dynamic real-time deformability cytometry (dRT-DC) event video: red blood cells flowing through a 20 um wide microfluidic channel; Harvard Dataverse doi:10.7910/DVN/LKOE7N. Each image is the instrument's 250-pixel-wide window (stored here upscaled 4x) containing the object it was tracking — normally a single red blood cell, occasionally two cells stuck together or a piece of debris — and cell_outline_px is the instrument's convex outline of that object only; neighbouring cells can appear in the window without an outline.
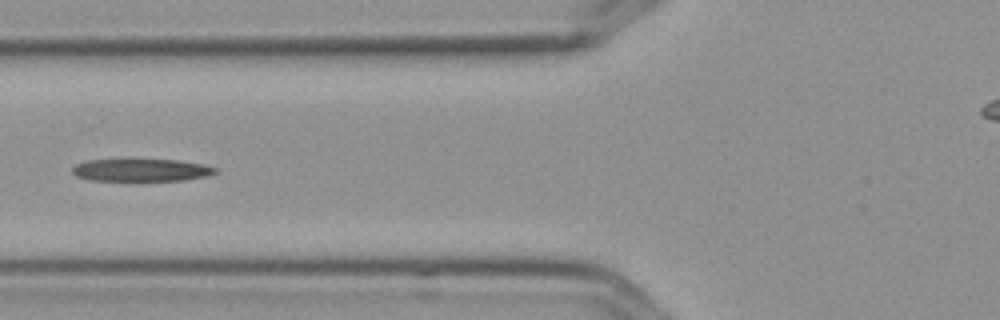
{"species": "Egyptian fruit bat (a non-hibernating species)", "species_latin": "Rousettus aegyptiacus", "temperature_condition": "cold", "stored_images_in_passage": 7, "camera_frame_rate_fps": 3000, "um_per_image_px": 0.085, "frame": {"image": 1, "passage_image": 5, "time_ms": 1.333, "image_size_px": [1000, 320], "cell_outline_px": [[216, 172], [208, 176], [184, 180], [88, 180], [76, 176], [72, 172], [72, 168], [76, 164], [88, 160], [176, 160], [204, 164], [216, 168]], "centroid_in_image_um": [12.0, 14.46], "position_along_channel_um": 113.8, "area_um2": 18.5}}
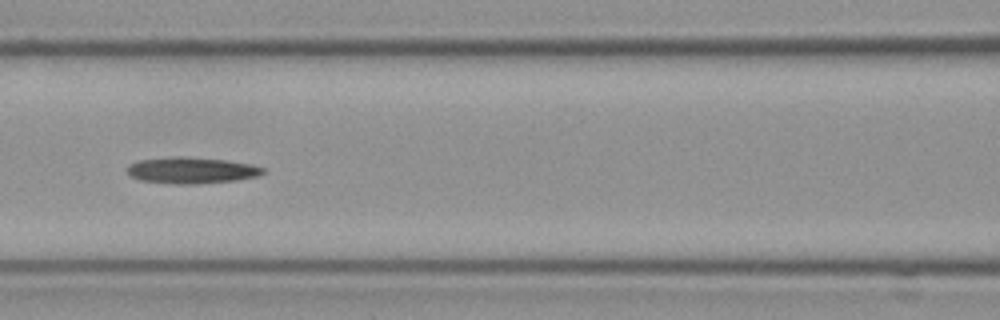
{"frame": {"image": 2, "passage_image": 6, "time_ms": 1.667, "image_size_px": [1000, 320], "cell_outline_px": [[264, 172], [256, 176], [236, 180], [196, 184], [176, 184], [140, 180], [128, 176], [124, 168], [128, 164], [136, 160], [176, 156], [224, 160], [248, 164], [264, 168]], "centroid_in_image_um": [16.15, 14.48], "position_along_channel_um": 150.5, "area_um2": 20.81}}
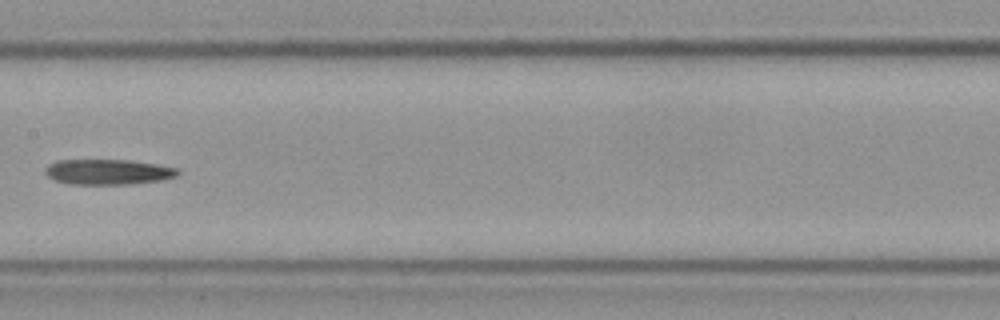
{"frame": {"image": 3, "passage_image": 7, "time_ms": 2.0, "image_size_px": [1000, 320], "cell_outline_px": [[180, 172], [176, 176], [160, 180], [128, 184], [68, 184], [56, 180], [48, 176], [44, 172], [44, 168], [48, 164], [56, 160], [128, 160], [156, 164], [180, 168]], "centroid_in_image_um": [9.16, 14.6], "position_along_channel_um": 198.2, "area_um2": 19.59}}